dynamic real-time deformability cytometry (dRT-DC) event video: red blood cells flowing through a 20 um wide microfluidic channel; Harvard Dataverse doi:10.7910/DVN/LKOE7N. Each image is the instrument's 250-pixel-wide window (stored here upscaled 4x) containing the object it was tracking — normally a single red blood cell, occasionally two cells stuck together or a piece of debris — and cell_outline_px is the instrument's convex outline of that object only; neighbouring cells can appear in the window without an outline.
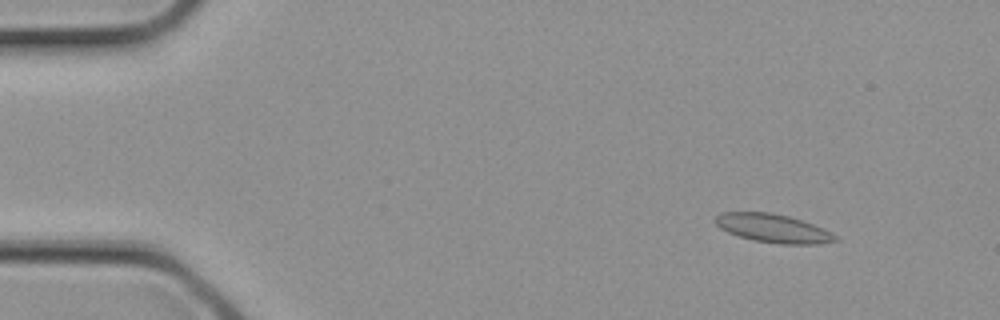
{"species": "common noctule bat (a hibernating species)", "species_latin": "Nyctalus noctula", "temperature_condition": "cold", "stored_images_in_passage": 2, "camera_frame_rate_fps": 3000, "um_per_image_px": 0.085, "animal": {"sex": "female", "body_mass_g": 21.9}, "frame": {"image": 1, "passage_image": 1, "time_ms": 0.0, "image_size_px": [1000, 320], "cell_outline_px": [[840, 240], [816, 244], [780, 244], [752, 240], [728, 232], [720, 228], [712, 220], [720, 212], [768, 212], [788, 216], [824, 228], [832, 232]], "centroid_in_image_um": [65.7, 19.4], "position_along_channel_um": 19.3, "area_um2": 19.94}}